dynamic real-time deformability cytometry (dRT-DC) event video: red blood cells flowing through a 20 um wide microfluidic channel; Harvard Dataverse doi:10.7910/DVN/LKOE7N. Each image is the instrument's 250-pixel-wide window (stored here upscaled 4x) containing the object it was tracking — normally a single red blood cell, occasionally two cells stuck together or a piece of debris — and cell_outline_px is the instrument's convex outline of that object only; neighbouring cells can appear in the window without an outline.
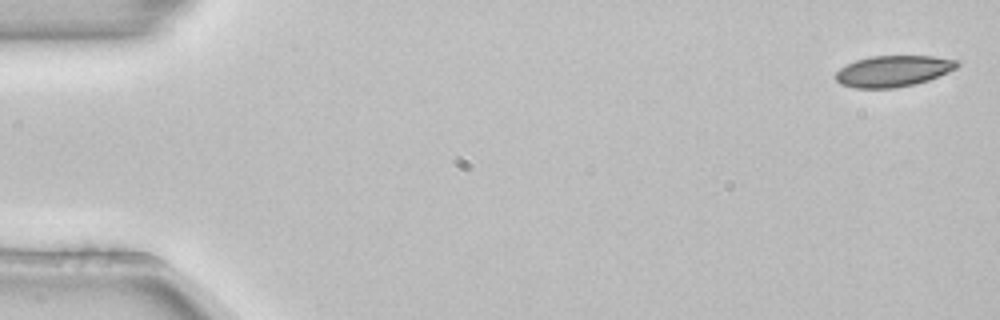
{"species": "common noctule bat (a hibernating species)", "species_latin": "Nyctalus noctula", "temperature_condition": "room temperature", "stored_images_in_passage": 5, "camera_frame_rate_fps": 3000, "um_per_image_px": 0.085, "animal": {"sex": "female", "body_mass_g": 22.7, "forearm_length_mm": 54.2}, "frame": {"image": 1, "passage_image": 1, "time_ms": 0.0, "image_size_px": [1000, 320], "cell_outline_px": [[960, 64], [956, 68], [948, 72], [928, 80], [916, 84], [896, 88], [856, 88], [840, 84], [836, 80], [836, 72], [840, 68], [856, 60], [872, 56], [932, 56], [960, 60]], "centroid_in_image_um": [75.94, 6.04], "position_along_channel_um": 9.1, "area_um2": 22.08}}
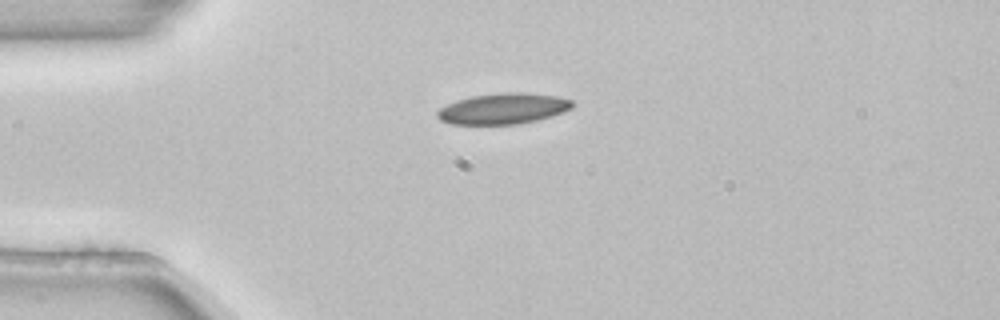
{"frame": {"image": 2, "passage_image": 3, "time_ms": 0.667, "image_size_px": [1000, 320], "cell_outline_px": [[572, 108], [564, 112], [552, 116], [536, 120], [516, 124], [452, 124], [440, 120], [436, 116], [436, 112], [440, 108], [456, 100], [472, 96], [504, 92], [524, 92], [556, 96], [572, 100]], "centroid_in_image_um": [42.76, 9.23], "position_along_channel_um": 42.2, "area_um2": 24.22}}